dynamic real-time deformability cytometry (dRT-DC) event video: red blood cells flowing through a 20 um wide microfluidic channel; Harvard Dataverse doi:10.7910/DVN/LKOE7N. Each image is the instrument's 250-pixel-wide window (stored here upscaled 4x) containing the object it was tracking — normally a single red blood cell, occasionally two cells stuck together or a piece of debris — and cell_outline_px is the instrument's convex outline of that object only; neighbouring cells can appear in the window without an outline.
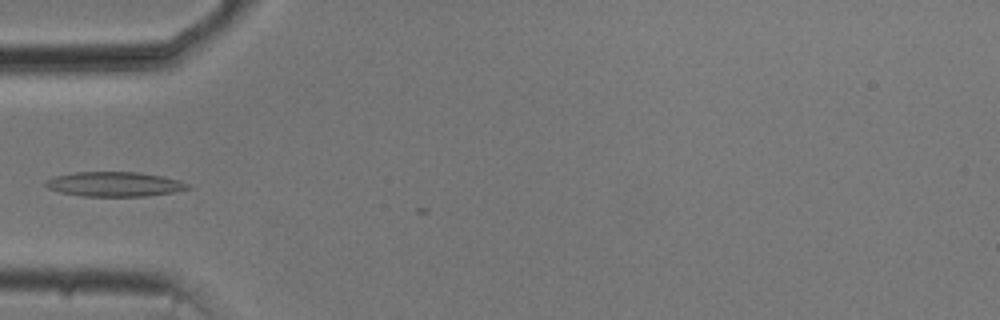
{"species": "common noctule bat (a hibernating species)", "species_latin": "Nyctalus noctula", "temperature_condition": "cold", "stored_images_in_passage": 10, "camera_frame_rate_fps": 3000, "um_per_image_px": 0.085, "animal": {"sex": "male", "body_mass_g": 20.5, "forearm_length_mm": 52.5}, "frame": {"image": 1, "passage_image": 1, "time_ms": 0.0, "image_size_px": [1000, 320], "cell_outline_px": [[192, 188], [172, 192], [148, 196], [80, 196], [60, 192], [48, 188], [44, 184], [44, 180], [56, 176], [76, 172], [136, 172], [164, 176], [180, 180], [192, 184]], "centroid_in_image_um": [9.77, 15.65], "position_along_channel_um": 75.2, "area_um2": 20.58}}
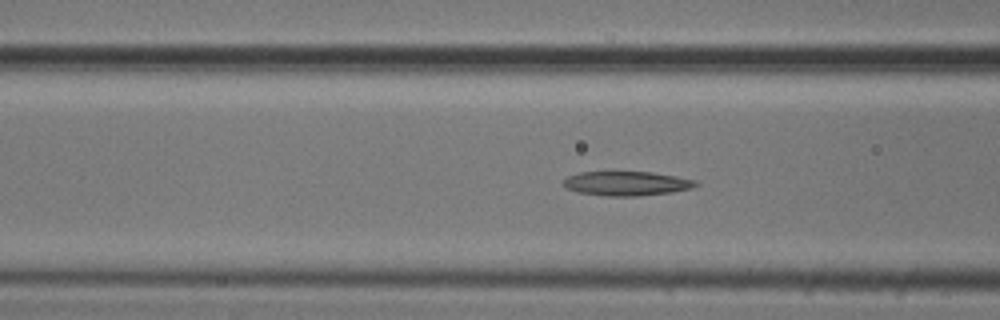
{"frame": {"image": 2, "passage_image": 4, "time_ms": 1.0, "image_size_px": [1000, 320], "cell_outline_px": [[700, 184], [692, 188], [672, 192], [636, 196], [604, 196], [580, 192], [568, 188], [564, 184], [564, 180], [568, 176], [580, 172], [652, 172], [676, 176], [696, 180]], "centroid_in_image_um": [53.32, 15.59], "position_along_channel_um": 113.3, "area_um2": 18.61}}
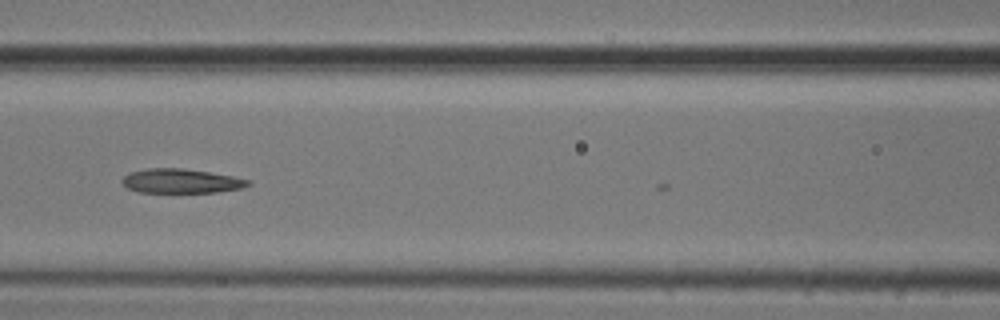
{"frame": {"image": 3, "passage_image": 7, "time_ms": 2.0, "image_size_px": [1000, 320], "cell_outline_px": [[252, 184], [240, 188], [216, 192], [140, 192], [128, 188], [120, 180], [124, 176], [132, 172], [148, 168], [184, 168], [232, 176], [252, 180]], "centroid_in_image_um": [15.41, 15.38], "position_along_channel_um": 151.2, "area_um2": 17.69}}